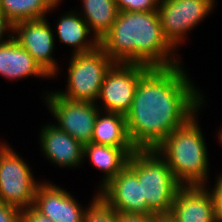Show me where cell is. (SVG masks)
Instances as JSON below:
<instances>
[{
    "instance_id": "obj_1",
    "label": "cell",
    "mask_w": 222,
    "mask_h": 222,
    "mask_svg": "<svg viewBox=\"0 0 222 222\" xmlns=\"http://www.w3.org/2000/svg\"><path fill=\"white\" fill-rule=\"evenodd\" d=\"M180 64L150 67L139 79L126 116L129 139L136 150L155 149L186 123L204 102Z\"/></svg>"
},
{
    "instance_id": "obj_2",
    "label": "cell",
    "mask_w": 222,
    "mask_h": 222,
    "mask_svg": "<svg viewBox=\"0 0 222 222\" xmlns=\"http://www.w3.org/2000/svg\"><path fill=\"white\" fill-rule=\"evenodd\" d=\"M100 47L114 63L148 67L180 64L173 53L175 48L165 38L157 11L119 12Z\"/></svg>"
},
{
    "instance_id": "obj_3",
    "label": "cell",
    "mask_w": 222,
    "mask_h": 222,
    "mask_svg": "<svg viewBox=\"0 0 222 222\" xmlns=\"http://www.w3.org/2000/svg\"><path fill=\"white\" fill-rule=\"evenodd\" d=\"M196 116L172 131L154 149L183 186L206 185L209 173L208 151Z\"/></svg>"
},
{
    "instance_id": "obj_4",
    "label": "cell",
    "mask_w": 222,
    "mask_h": 222,
    "mask_svg": "<svg viewBox=\"0 0 222 222\" xmlns=\"http://www.w3.org/2000/svg\"><path fill=\"white\" fill-rule=\"evenodd\" d=\"M127 165L137 174L142 200L155 215H169L177 191L183 186L166 161L153 150H136Z\"/></svg>"
},
{
    "instance_id": "obj_5",
    "label": "cell",
    "mask_w": 222,
    "mask_h": 222,
    "mask_svg": "<svg viewBox=\"0 0 222 222\" xmlns=\"http://www.w3.org/2000/svg\"><path fill=\"white\" fill-rule=\"evenodd\" d=\"M71 57L66 92L56 93L72 101L97 102L105 75L114 62L100 46Z\"/></svg>"
},
{
    "instance_id": "obj_6",
    "label": "cell",
    "mask_w": 222,
    "mask_h": 222,
    "mask_svg": "<svg viewBox=\"0 0 222 222\" xmlns=\"http://www.w3.org/2000/svg\"><path fill=\"white\" fill-rule=\"evenodd\" d=\"M40 184L22 157L9 145L0 144V202L27 209L33 206Z\"/></svg>"
},
{
    "instance_id": "obj_7",
    "label": "cell",
    "mask_w": 222,
    "mask_h": 222,
    "mask_svg": "<svg viewBox=\"0 0 222 222\" xmlns=\"http://www.w3.org/2000/svg\"><path fill=\"white\" fill-rule=\"evenodd\" d=\"M215 0H160L157 9L168 42L176 49L184 35L212 12Z\"/></svg>"
},
{
    "instance_id": "obj_8",
    "label": "cell",
    "mask_w": 222,
    "mask_h": 222,
    "mask_svg": "<svg viewBox=\"0 0 222 222\" xmlns=\"http://www.w3.org/2000/svg\"><path fill=\"white\" fill-rule=\"evenodd\" d=\"M45 99L47 107L58 121V124L54 125L83 146L91 143L95 121L100 111L96 102L72 101L56 92H47Z\"/></svg>"
},
{
    "instance_id": "obj_9",
    "label": "cell",
    "mask_w": 222,
    "mask_h": 222,
    "mask_svg": "<svg viewBox=\"0 0 222 222\" xmlns=\"http://www.w3.org/2000/svg\"><path fill=\"white\" fill-rule=\"evenodd\" d=\"M150 67L134 63H114L107 71L98 100L105 112L126 115L132 106L140 77Z\"/></svg>"
},
{
    "instance_id": "obj_10",
    "label": "cell",
    "mask_w": 222,
    "mask_h": 222,
    "mask_svg": "<svg viewBox=\"0 0 222 222\" xmlns=\"http://www.w3.org/2000/svg\"><path fill=\"white\" fill-rule=\"evenodd\" d=\"M46 18L17 22L13 25V38L36 60L40 67L52 78L59 70L52 57L54 31Z\"/></svg>"
},
{
    "instance_id": "obj_11",
    "label": "cell",
    "mask_w": 222,
    "mask_h": 222,
    "mask_svg": "<svg viewBox=\"0 0 222 222\" xmlns=\"http://www.w3.org/2000/svg\"><path fill=\"white\" fill-rule=\"evenodd\" d=\"M98 195L118 213L153 214L142 200L137 174L127 165L98 191Z\"/></svg>"
},
{
    "instance_id": "obj_12",
    "label": "cell",
    "mask_w": 222,
    "mask_h": 222,
    "mask_svg": "<svg viewBox=\"0 0 222 222\" xmlns=\"http://www.w3.org/2000/svg\"><path fill=\"white\" fill-rule=\"evenodd\" d=\"M206 185L182 186L176 193L170 216L175 222H216L214 198Z\"/></svg>"
},
{
    "instance_id": "obj_13",
    "label": "cell",
    "mask_w": 222,
    "mask_h": 222,
    "mask_svg": "<svg viewBox=\"0 0 222 222\" xmlns=\"http://www.w3.org/2000/svg\"><path fill=\"white\" fill-rule=\"evenodd\" d=\"M33 207L54 222H83L86 211L70 193L46 182L37 187Z\"/></svg>"
},
{
    "instance_id": "obj_14",
    "label": "cell",
    "mask_w": 222,
    "mask_h": 222,
    "mask_svg": "<svg viewBox=\"0 0 222 222\" xmlns=\"http://www.w3.org/2000/svg\"><path fill=\"white\" fill-rule=\"evenodd\" d=\"M44 156L60 167H75L83 161L84 146L56 125H45L40 132Z\"/></svg>"
},
{
    "instance_id": "obj_15",
    "label": "cell",
    "mask_w": 222,
    "mask_h": 222,
    "mask_svg": "<svg viewBox=\"0 0 222 222\" xmlns=\"http://www.w3.org/2000/svg\"><path fill=\"white\" fill-rule=\"evenodd\" d=\"M0 45V75L7 79H22L29 76L49 77L36 60L23 49L12 36Z\"/></svg>"
},
{
    "instance_id": "obj_16",
    "label": "cell",
    "mask_w": 222,
    "mask_h": 222,
    "mask_svg": "<svg viewBox=\"0 0 222 222\" xmlns=\"http://www.w3.org/2000/svg\"><path fill=\"white\" fill-rule=\"evenodd\" d=\"M135 151V147H111L91 142L84 145L83 156H88L93 166L104 172L100 188L127 166L130 155Z\"/></svg>"
},
{
    "instance_id": "obj_17",
    "label": "cell",
    "mask_w": 222,
    "mask_h": 222,
    "mask_svg": "<svg viewBox=\"0 0 222 222\" xmlns=\"http://www.w3.org/2000/svg\"><path fill=\"white\" fill-rule=\"evenodd\" d=\"M78 14L76 11L66 13L61 16L56 25L60 41L73 46L75 49L73 54L87 53L100 46V41L94 35L91 40H86L92 32L85 20Z\"/></svg>"
},
{
    "instance_id": "obj_18",
    "label": "cell",
    "mask_w": 222,
    "mask_h": 222,
    "mask_svg": "<svg viewBox=\"0 0 222 222\" xmlns=\"http://www.w3.org/2000/svg\"><path fill=\"white\" fill-rule=\"evenodd\" d=\"M99 111L92 141L111 147H134L129 139L126 125V116L120 113Z\"/></svg>"
},
{
    "instance_id": "obj_19",
    "label": "cell",
    "mask_w": 222,
    "mask_h": 222,
    "mask_svg": "<svg viewBox=\"0 0 222 222\" xmlns=\"http://www.w3.org/2000/svg\"><path fill=\"white\" fill-rule=\"evenodd\" d=\"M84 12L80 16L100 41L112 28L118 16L115 0H83ZM84 16V17H83Z\"/></svg>"
},
{
    "instance_id": "obj_20",
    "label": "cell",
    "mask_w": 222,
    "mask_h": 222,
    "mask_svg": "<svg viewBox=\"0 0 222 222\" xmlns=\"http://www.w3.org/2000/svg\"><path fill=\"white\" fill-rule=\"evenodd\" d=\"M58 0H0V11L13 23L42 19Z\"/></svg>"
},
{
    "instance_id": "obj_21",
    "label": "cell",
    "mask_w": 222,
    "mask_h": 222,
    "mask_svg": "<svg viewBox=\"0 0 222 222\" xmlns=\"http://www.w3.org/2000/svg\"><path fill=\"white\" fill-rule=\"evenodd\" d=\"M83 222H118V212L97 194L86 208Z\"/></svg>"
},
{
    "instance_id": "obj_22",
    "label": "cell",
    "mask_w": 222,
    "mask_h": 222,
    "mask_svg": "<svg viewBox=\"0 0 222 222\" xmlns=\"http://www.w3.org/2000/svg\"><path fill=\"white\" fill-rule=\"evenodd\" d=\"M160 0H115L119 12L157 11Z\"/></svg>"
},
{
    "instance_id": "obj_23",
    "label": "cell",
    "mask_w": 222,
    "mask_h": 222,
    "mask_svg": "<svg viewBox=\"0 0 222 222\" xmlns=\"http://www.w3.org/2000/svg\"><path fill=\"white\" fill-rule=\"evenodd\" d=\"M22 210L0 202V222H21Z\"/></svg>"
},
{
    "instance_id": "obj_24",
    "label": "cell",
    "mask_w": 222,
    "mask_h": 222,
    "mask_svg": "<svg viewBox=\"0 0 222 222\" xmlns=\"http://www.w3.org/2000/svg\"><path fill=\"white\" fill-rule=\"evenodd\" d=\"M211 193L215 204V218L216 222H222V174L218 176L216 184Z\"/></svg>"
},
{
    "instance_id": "obj_25",
    "label": "cell",
    "mask_w": 222,
    "mask_h": 222,
    "mask_svg": "<svg viewBox=\"0 0 222 222\" xmlns=\"http://www.w3.org/2000/svg\"><path fill=\"white\" fill-rule=\"evenodd\" d=\"M21 222H54V221L42 215L33 206H31L27 209L22 210Z\"/></svg>"
},
{
    "instance_id": "obj_26",
    "label": "cell",
    "mask_w": 222,
    "mask_h": 222,
    "mask_svg": "<svg viewBox=\"0 0 222 222\" xmlns=\"http://www.w3.org/2000/svg\"><path fill=\"white\" fill-rule=\"evenodd\" d=\"M155 214L118 213V222H154Z\"/></svg>"
},
{
    "instance_id": "obj_27",
    "label": "cell",
    "mask_w": 222,
    "mask_h": 222,
    "mask_svg": "<svg viewBox=\"0 0 222 222\" xmlns=\"http://www.w3.org/2000/svg\"><path fill=\"white\" fill-rule=\"evenodd\" d=\"M13 23L0 11V45L7 42V40H2V37L6 33L5 31H13Z\"/></svg>"
},
{
    "instance_id": "obj_28",
    "label": "cell",
    "mask_w": 222,
    "mask_h": 222,
    "mask_svg": "<svg viewBox=\"0 0 222 222\" xmlns=\"http://www.w3.org/2000/svg\"><path fill=\"white\" fill-rule=\"evenodd\" d=\"M154 222H175L170 215H156Z\"/></svg>"
},
{
    "instance_id": "obj_29",
    "label": "cell",
    "mask_w": 222,
    "mask_h": 222,
    "mask_svg": "<svg viewBox=\"0 0 222 222\" xmlns=\"http://www.w3.org/2000/svg\"><path fill=\"white\" fill-rule=\"evenodd\" d=\"M219 141H220V143L222 144V128H221V130L219 131Z\"/></svg>"
}]
</instances>
